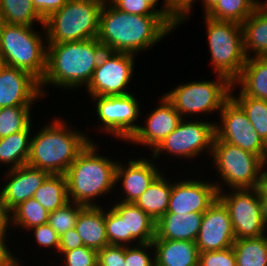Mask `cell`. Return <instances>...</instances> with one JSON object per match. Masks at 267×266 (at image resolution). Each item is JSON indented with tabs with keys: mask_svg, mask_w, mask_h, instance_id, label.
<instances>
[{
	"mask_svg": "<svg viewBox=\"0 0 267 266\" xmlns=\"http://www.w3.org/2000/svg\"><path fill=\"white\" fill-rule=\"evenodd\" d=\"M172 30L160 15L125 13L105 0L100 12L97 39L106 51L137 56L152 49Z\"/></svg>",
	"mask_w": 267,
	"mask_h": 266,
	"instance_id": "6da1fadb",
	"label": "cell"
},
{
	"mask_svg": "<svg viewBox=\"0 0 267 266\" xmlns=\"http://www.w3.org/2000/svg\"><path fill=\"white\" fill-rule=\"evenodd\" d=\"M105 51L97 38L47 44L46 71L40 82L43 97L45 87L50 85L67 90L86 88Z\"/></svg>",
	"mask_w": 267,
	"mask_h": 266,
	"instance_id": "7a4b0ae2",
	"label": "cell"
},
{
	"mask_svg": "<svg viewBox=\"0 0 267 266\" xmlns=\"http://www.w3.org/2000/svg\"><path fill=\"white\" fill-rule=\"evenodd\" d=\"M53 118L32 136L27 165L50 175L65 174L92 139L85 132L67 127L68 123L61 117Z\"/></svg>",
	"mask_w": 267,
	"mask_h": 266,
	"instance_id": "3957f363",
	"label": "cell"
},
{
	"mask_svg": "<svg viewBox=\"0 0 267 266\" xmlns=\"http://www.w3.org/2000/svg\"><path fill=\"white\" fill-rule=\"evenodd\" d=\"M99 147L92 140L79 153L65 173L68 200L85 207L99 206L96 198L107 196L116 187L118 160L97 154ZM106 194V195H105ZM94 201V202H93Z\"/></svg>",
	"mask_w": 267,
	"mask_h": 266,
	"instance_id": "277c9868",
	"label": "cell"
},
{
	"mask_svg": "<svg viewBox=\"0 0 267 266\" xmlns=\"http://www.w3.org/2000/svg\"><path fill=\"white\" fill-rule=\"evenodd\" d=\"M33 28V26L2 22L0 25V56L5 65L26 71L41 82L46 71V32L44 26L42 27L43 35L35 32V28L34 30Z\"/></svg>",
	"mask_w": 267,
	"mask_h": 266,
	"instance_id": "5b68a950",
	"label": "cell"
},
{
	"mask_svg": "<svg viewBox=\"0 0 267 266\" xmlns=\"http://www.w3.org/2000/svg\"><path fill=\"white\" fill-rule=\"evenodd\" d=\"M105 0H69L44 20L47 44L97 38Z\"/></svg>",
	"mask_w": 267,
	"mask_h": 266,
	"instance_id": "8992f818",
	"label": "cell"
},
{
	"mask_svg": "<svg viewBox=\"0 0 267 266\" xmlns=\"http://www.w3.org/2000/svg\"><path fill=\"white\" fill-rule=\"evenodd\" d=\"M211 154L212 165L219 174V181L225 183L215 181L218 192L225 190V186L231 189L259 187L263 168L266 167L260 156L216 137Z\"/></svg>",
	"mask_w": 267,
	"mask_h": 266,
	"instance_id": "52a82bcc",
	"label": "cell"
},
{
	"mask_svg": "<svg viewBox=\"0 0 267 266\" xmlns=\"http://www.w3.org/2000/svg\"><path fill=\"white\" fill-rule=\"evenodd\" d=\"M204 17L213 71L233 82L240 75L247 60L242 25L232 21L211 19L205 15Z\"/></svg>",
	"mask_w": 267,
	"mask_h": 266,
	"instance_id": "ba28073f",
	"label": "cell"
},
{
	"mask_svg": "<svg viewBox=\"0 0 267 266\" xmlns=\"http://www.w3.org/2000/svg\"><path fill=\"white\" fill-rule=\"evenodd\" d=\"M216 80L192 81L178 85L166 92L165 97L173 104L182 118L192 114H213L221 111L230 98L232 82L223 75L216 74Z\"/></svg>",
	"mask_w": 267,
	"mask_h": 266,
	"instance_id": "9c48e42d",
	"label": "cell"
},
{
	"mask_svg": "<svg viewBox=\"0 0 267 266\" xmlns=\"http://www.w3.org/2000/svg\"><path fill=\"white\" fill-rule=\"evenodd\" d=\"M114 203L108 208L109 210L105 208L108 243L129 246L134 243L136 245V241L138 243L152 242L155 238L156 222L134 203L119 201Z\"/></svg>",
	"mask_w": 267,
	"mask_h": 266,
	"instance_id": "30bf717a",
	"label": "cell"
},
{
	"mask_svg": "<svg viewBox=\"0 0 267 266\" xmlns=\"http://www.w3.org/2000/svg\"><path fill=\"white\" fill-rule=\"evenodd\" d=\"M183 118L177 128L170 133L151 153L153 159L168 153L171 158L194 159L202 152L212 153L216 121L189 120Z\"/></svg>",
	"mask_w": 267,
	"mask_h": 266,
	"instance_id": "8fae6325",
	"label": "cell"
},
{
	"mask_svg": "<svg viewBox=\"0 0 267 266\" xmlns=\"http://www.w3.org/2000/svg\"><path fill=\"white\" fill-rule=\"evenodd\" d=\"M220 191L218 198L227 207L235 239L257 238L266 234L262 219L260 190L256 188L230 189Z\"/></svg>",
	"mask_w": 267,
	"mask_h": 266,
	"instance_id": "7c38bea8",
	"label": "cell"
},
{
	"mask_svg": "<svg viewBox=\"0 0 267 266\" xmlns=\"http://www.w3.org/2000/svg\"><path fill=\"white\" fill-rule=\"evenodd\" d=\"M90 97L96 102L95 111L102 126L100 131L128 141L139 127L136 122H139L141 106L134 94Z\"/></svg>",
	"mask_w": 267,
	"mask_h": 266,
	"instance_id": "4fadbf2b",
	"label": "cell"
},
{
	"mask_svg": "<svg viewBox=\"0 0 267 266\" xmlns=\"http://www.w3.org/2000/svg\"><path fill=\"white\" fill-rule=\"evenodd\" d=\"M134 58V54L105 51L86 87L89 96L130 94L126 87L133 78Z\"/></svg>",
	"mask_w": 267,
	"mask_h": 266,
	"instance_id": "5bb4252c",
	"label": "cell"
},
{
	"mask_svg": "<svg viewBox=\"0 0 267 266\" xmlns=\"http://www.w3.org/2000/svg\"><path fill=\"white\" fill-rule=\"evenodd\" d=\"M215 123L216 138L267 159L266 143L260 138L242 108L230 97L219 112ZM221 122V123H220Z\"/></svg>",
	"mask_w": 267,
	"mask_h": 266,
	"instance_id": "9a60e30c",
	"label": "cell"
},
{
	"mask_svg": "<svg viewBox=\"0 0 267 266\" xmlns=\"http://www.w3.org/2000/svg\"><path fill=\"white\" fill-rule=\"evenodd\" d=\"M195 179L173 181L166 213H204L217 200L218 190L214 181Z\"/></svg>",
	"mask_w": 267,
	"mask_h": 266,
	"instance_id": "2e32d148",
	"label": "cell"
},
{
	"mask_svg": "<svg viewBox=\"0 0 267 266\" xmlns=\"http://www.w3.org/2000/svg\"><path fill=\"white\" fill-rule=\"evenodd\" d=\"M235 240L229 211L217 198L203 213L200 231L196 239L198 250L207 252L230 248Z\"/></svg>",
	"mask_w": 267,
	"mask_h": 266,
	"instance_id": "e0dca14e",
	"label": "cell"
},
{
	"mask_svg": "<svg viewBox=\"0 0 267 266\" xmlns=\"http://www.w3.org/2000/svg\"><path fill=\"white\" fill-rule=\"evenodd\" d=\"M160 105L148 114L144 126L139 125L135 133L127 141L141 146H148L153 151L183 119L173 104L162 95Z\"/></svg>",
	"mask_w": 267,
	"mask_h": 266,
	"instance_id": "ac0fdd59",
	"label": "cell"
},
{
	"mask_svg": "<svg viewBox=\"0 0 267 266\" xmlns=\"http://www.w3.org/2000/svg\"><path fill=\"white\" fill-rule=\"evenodd\" d=\"M41 98L40 82L34 76L12 66L3 67L0 72V108L33 105Z\"/></svg>",
	"mask_w": 267,
	"mask_h": 266,
	"instance_id": "d6986e66",
	"label": "cell"
},
{
	"mask_svg": "<svg viewBox=\"0 0 267 266\" xmlns=\"http://www.w3.org/2000/svg\"><path fill=\"white\" fill-rule=\"evenodd\" d=\"M139 158V159H138ZM129 159L127 166L120 161L116 166V185L120 182V189L124 195L119 199L123 203H135L147 190L154 180L163 172L157 165L147 158ZM156 165V166H155ZM125 196V197H124Z\"/></svg>",
	"mask_w": 267,
	"mask_h": 266,
	"instance_id": "ffe728a7",
	"label": "cell"
},
{
	"mask_svg": "<svg viewBox=\"0 0 267 266\" xmlns=\"http://www.w3.org/2000/svg\"><path fill=\"white\" fill-rule=\"evenodd\" d=\"M8 171V172H7ZM5 172L6 183L0 187L6 209L11 212L20 203L32 198L50 175L41 169L23 165Z\"/></svg>",
	"mask_w": 267,
	"mask_h": 266,
	"instance_id": "44dd1931",
	"label": "cell"
},
{
	"mask_svg": "<svg viewBox=\"0 0 267 266\" xmlns=\"http://www.w3.org/2000/svg\"><path fill=\"white\" fill-rule=\"evenodd\" d=\"M203 213H165L156 221L155 238L196 242Z\"/></svg>",
	"mask_w": 267,
	"mask_h": 266,
	"instance_id": "7402d4cb",
	"label": "cell"
},
{
	"mask_svg": "<svg viewBox=\"0 0 267 266\" xmlns=\"http://www.w3.org/2000/svg\"><path fill=\"white\" fill-rule=\"evenodd\" d=\"M155 266H199L196 242L153 239Z\"/></svg>",
	"mask_w": 267,
	"mask_h": 266,
	"instance_id": "603a6c76",
	"label": "cell"
},
{
	"mask_svg": "<svg viewBox=\"0 0 267 266\" xmlns=\"http://www.w3.org/2000/svg\"><path fill=\"white\" fill-rule=\"evenodd\" d=\"M84 246L100 250L109 245L106 235L105 206L84 207L75 225Z\"/></svg>",
	"mask_w": 267,
	"mask_h": 266,
	"instance_id": "cb8c5ba5",
	"label": "cell"
},
{
	"mask_svg": "<svg viewBox=\"0 0 267 266\" xmlns=\"http://www.w3.org/2000/svg\"><path fill=\"white\" fill-rule=\"evenodd\" d=\"M240 85L244 95L267 100V57L247 58L240 75L232 82L231 88Z\"/></svg>",
	"mask_w": 267,
	"mask_h": 266,
	"instance_id": "d4e9b609",
	"label": "cell"
},
{
	"mask_svg": "<svg viewBox=\"0 0 267 266\" xmlns=\"http://www.w3.org/2000/svg\"><path fill=\"white\" fill-rule=\"evenodd\" d=\"M241 25L247 58L250 52L254 57H267V8L257 7Z\"/></svg>",
	"mask_w": 267,
	"mask_h": 266,
	"instance_id": "484cf974",
	"label": "cell"
},
{
	"mask_svg": "<svg viewBox=\"0 0 267 266\" xmlns=\"http://www.w3.org/2000/svg\"><path fill=\"white\" fill-rule=\"evenodd\" d=\"M163 173L154 180L134 203L155 222L167 212L172 189V181L170 182Z\"/></svg>",
	"mask_w": 267,
	"mask_h": 266,
	"instance_id": "4316f807",
	"label": "cell"
},
{
	"mask_svg": "<svg viewBox=\"0 0 267 266\" xmlns=\"http://www.w3.org/2000/svg\"><path fill=\"white\" fill-rule=\"evenodd\" d=\"M31 127L32 123L25 130L0 138V165L8 166L7 170L27 164L32 138Z\"/></svg>",
	"mask_w": 267,
	"mask_h": 266,
	"instance_id": "83f0119b",
	"label": "cell"
},
{
	"mask_svg": "<svg viewBox=\"0 0 267 266\" xmlns=\"http://www.w3.org/2000/svg\"><path fill=\"white\" fill-rule=\"evenodd\" d=\"M33 198L48 212L63 207L68 200L65 174H51L35 191Z\"/></svg>",
	"mask_w": 267,
	"mask_h": 266,
	"instance_id": "f1b7e54d",
	"label": "cell"
},
{
	"mask_svg": "<svg viewBox=\"0 0 267 266\" xmlns=\"http://www.w3.org/2000/svg\"><path fill=\"white\" fill-rule=\"evenodd\" d=\"M236 266H267V235L236 239L232 245Z\"/></svg>",
	"mask_w": 267,
	"mask_h": 266,
	"instance_id": "f546056e",
	"label": "cell"
},
{
	"mask_svg": "<svg viewBox=\"0 0 267 266\" xmlns=\"http://www.w3.org/2000/svg\"><path fill=\"white\" fill-rule=\"evenodd\" d=\"M1 21L8 24L34 26V22L44 26V20L40 17L32 4V0H0Z\"/></svg>",
	"mask_w": 267,
	"mask_h": 266,
	"instance_id": "4dcf8cb0",
	"label": "cell"
},
{
	"mask_svg": "<svg viewBox=\"0 0 267 266\" xmlns=\"http://www.w3.org/2000/svg\"><path fill=\"white\" fill-rule=\"evenodd\" d=\"M49 212L33 197L20 203L10 212V226L29 229L48 223Z\"/></svg>",
	"mask_w": 267,
	"mask_h": 266,
	"instance_id": "1f68e13d",
	"label": "cell"
},
{
	"mask_svg": "<svg viewBox=\"0 0 267 266\" xmlns=\"http://www.w3.org/2000/svg\"><path fill=\"white\" fill-rule=\"evenodd\" d=\"M231 88L230 97L242 108L260 138L267 142V100L255 99L244 95L241 91L237 97Z\"/></svg>",
	"mask_w": 267,
	"mask_h": 266,
	"instance_id": "d6a6232c",
	"label": "cell"
},
{
	"mask_svg": "<svg viewBox=\"0 0 267 266\" xmlns=\"http://www.w3.org/2000/svg\"><path fill=\"white\" fill-rule=\"evenodd\" d=\"M256 8L255 0H219L205 16L242 24Z\"/></svg>",
	"mask_w": 267,
	"mask_h": 266,
	"instance_id": "836d02e7",
	"label": "cell"
},
{
	"mask_svg": "<svg viewBox=\"0 0 267 266\" xmlns=\"http://www.w3.org/2000/svg\"><path fill=\"white\" fill-rule=\"evenodd\" d=\"M33 105L0 108V138L25 130L31 124Z\"/></svg>",
	"mask_w": 267,
	"mask_h": 266,
	"instance_id": "e575fe53",
	"label": "cell"
},
{
	"mask_svg": "<svg viewBox=\"0 0 267 266\" xmlns=\"http://www.w3.org/2000/svg\"><path fill=\"white\" fill-rule=\"evenodd\" d=\"M84 207L69 201L63 207L49 212L48 223L61 236L75 227L79 213Z\"/></svg>",
	"mask_w": 267,
	"mask_h": 266,
	"instance_id": "d590c367",
	"label": "cell"
},
{
	"mask_svg": "<svg viewBox=\"0 0 267 266\" xmlns=\"http://www.w3.org/2000/svg\"><path fill=\"white\" fill-rule=\"evenodd\" d=\"M153 249L152 242H137L136 246H125V266H155V251ZM150 250L153 251L152 254Z\"/></svg>",
	"mask_w": 267,
	"mask_h": 266,
	"instance_id": "8d00e7d4",
	"label": "cell"
},
{
	"mask_svg": "<svg viewBox=\"0 0 267 266\" xmlns=\"http://www.w3.org/2000/svg\"><path fill=\"white\" fill-rule=\"evenodd\" d=\"M64 266H97V250L82 246L65 251L61 256Z\"/></svg>",
	"mask_w": 267,
	"mask_h": 266,
	"instance_id": "74e56055",
	"label": "cell"
},
{
	"mask_svg": "<svg viewBox=\"0 0 267 266\" xmlns=\"http://www.w3.org/2000/svg\"><path fill=\"white\" fill-rule=\"evenodd\" d=\"M199 266H236L235 253L232 247L199 252Z\"/></svg>",
	"mask_w": 267,
	"mask_h": 266,
	"instance_id": "f35d334b",
	"label": "cell"
},
{
	"mask_svg": "<svg viewBox=\"0 0 267 266\" xmlns=\"http://www.w3.org/2000/svg\"><path fill=\"white\" fill-rule=\"evenodd\" d=\"M97 266H125V246L109 244L98 250Z\"/></svg>",
	"mask_w": 267,
	"mask_h": 266,
	"instance_id": "ab89813d",
	"label": "cell"
},
{
	"mask_svg": "<svg viewBox=\"0 0 267 266\" xmlns=\"http://www.w3.org/2000/svg\"><path fill=\"white\" fill-rule=\"evenodd\" d=\"M30 231H33V237L36 239L37 246L55 249V253H58L59 249V235L57 232L49 225V223L35 226ZM54 248V249H53ZM57 251V252H56Z\"/></svg>",
	"mask_w": 267,
	"mask_h": 266,
	"instance_id": "60d3db41",
	"label": "cell"
},
{
	"mask_svg": "<svg viewBox=\"0 0 267 266\" xmlns=\"http://www.w3.org/2000/svg\"><path fill=\"white\" fill-rule=\"evenodd\" d=\"M119 11L138 15H159L147 0H108Z\"/></svg>",
	"mask_w": 267,
	"mask_h": 266,
	"instance_id": "b9f144b4",
	"label": "cell"
},
{
	"mask_svg": "<svg viewBox=\"0 0 267 266\" xmlns=\"http://www.w3.org/2000/svg\"><path fill=\"white\" fill-rule=\"evenodd\" d=\"M197 0H163L167 11L180 23L186 22L188 20L193 10V4Z\"/></svg>",
	"mask_w": 267,
	"mask_h": 266,
	"instance_id": "7bdbcfd3",
	"label": "cell"
},
{
	"mask_svg": "<svg viewBox=\"0 0 267 266\" xmlns=\"http://www.w3.org/2000/svg\"><path fill=\"white\" fill-rule=\"evenodd\" d=\"M69 0H32V4L40 17L46 20L50 15L62 8Z\"/></svg>",
	"mask_w": 267,
	"mask_h": 266,
	"instance_id": "ee69618b",
	"label": "cell"
},
{
	"mask_svg": "<svg viewBox=\"0 0 267 266\" xmlns=\"http://www.w3.org/2000/svg\"><path fill=\"white\" fill-rule=\"evenodd\" d=\"M82 246H84V244L75 227L59 236L58 253L60 252V255H62L65 251L73 250Z\"/></svg>",
	"mask_w": 267,
	"mask_h": 266,
	"instance_id": "f6af8a7d",
	"label": "cell"
},
{
	"mask_svg": "<svg viewBox=\"0 0 267 266\" xmlns=\"http://www.w3.org/2000/svg\"><path fill=\"white\" fill-rule=\"evenodd\" d=\"M159 0H147V3L175 30L180 23L167 11L165 5H161L163 8H155Z\"/></svg>",
	"mask_w": 267,
	"mask_h": 266,
	"instance_id": "bcb514c9",
	"label": "cell"
},
{
	"mask_svg": "<svg viewBox=\"0 0 267 266\" xmlns=\"http://www.w3.org/2000/svg\"><path fill=\"white\" fill-rule=\"evenodd\" d=\"M9 228H12L10 226V212L5 207L0 190V234H7V231L10 233Z\"/></svg>",
	"mask_w": 267,
	"mask_h": 266,
	"instance_id": "7dc6e473",
	"label": "cell"
},
{
	"mask_svg": "<svg viewBox=\"0 0 267 266\" xmlns=\"http://www.w3.org/2000/svg\"><path fill=\"white\" fill-rule=\"evenodd\" d=\"M6 235L7 234H0V266L5 265L15 256L14 253H11L12 251H10L8 248V244L6 243Z\"/></svg>",
	"mask_w": 267,
	"mask_h": 266,
	"instance_id": "c3c4849f",
	"label": "cell"
},
{
	"mask_svg": "<svg viewBox=\"0 0 267 266\" xmlns=\"http://www.w3.org/2000/svg\"><path fill=\"white\" fill-rule=\"evenodd\" d=\"M260 204L262 211V219L267 228V197L260 191Z\"/></svg>",
	"mask_w": 267,
	"mask_h": 266,
	"instance_id": "681fc988",
	"label": "cell"
},
{
	"mask_svg": "<svg viewBox=\"0 0 267 266\" xmlns=\"http://www.w3.org/2000/svg\"><path fill=\"white\" fill-rule=\"evenodd\" d=\"M258 188L267 197V170L266 169H264L262 173Z\"/></svg>",
	"mask_w": 267,
	"mask_h": 266,
	"instance_id": "f907efd6",
	"label": "cell"
},
{
	"mask_svg": "<svg viewBox=\"0 0 267 266\" xmlns=\"http://www.w3.org/2000/svg\"><path fill=\"white\" fill-rule=\"evenodd\" d=\"M218 1L219 0H201L200 2L203 3L201 5H203L204 14L206 15L218 3Z\"/></svg>",
	"mask_w": 267,
	"mask_h": 266,
	"instance_id": "816d5d0a",
	"label": "cell"
},
{
	"mask_svg": "<svg viewBox=\"0 0 267 266\" xmlns=\"http://www.w3.org/2000/svg\"><path fill=\"white\" fill-rule=\"evenodd\" d=\"M19 258H17V256L15 255L8 263H6L5 265L3 266H22L21 265V261L20 259L18 260Z\"/></svg>",
	"mask_w": 267,
	"mask_h": 266,
	"instance_id": "f5cc1de1",
	"label": "cell"
},
{
	"mask_svg": "<svg viewBox=\"0 0 267 266\" xmlns=\"http://www.w3.org/2000/svg\"><path fill=\"white\" fill-rule=\"evenodd\" d=\"M257 7L259 8H267V0L266 2H260V0H255Z\"/></svg>",
	"mask_w": 267,
	"mask_h": 266,
	"instance_id": "db71d44e",
	"label": "cell"
},
{
	"mask_svg": "<svg viewBox=\"0 0 267 266\" xmlns=\"http://www.w3.org/2000/svg\"><path fill=\"white\" fill-rule=\"evenodd\" d=\"M4 66H5V62H4L3 58L0 56V72Z\"/></svg>",
	"mask_w": 267,
	"mask_h": 266,
	"instance_id": "11a10c76",
	"label": "cell"
}]
</instances>
